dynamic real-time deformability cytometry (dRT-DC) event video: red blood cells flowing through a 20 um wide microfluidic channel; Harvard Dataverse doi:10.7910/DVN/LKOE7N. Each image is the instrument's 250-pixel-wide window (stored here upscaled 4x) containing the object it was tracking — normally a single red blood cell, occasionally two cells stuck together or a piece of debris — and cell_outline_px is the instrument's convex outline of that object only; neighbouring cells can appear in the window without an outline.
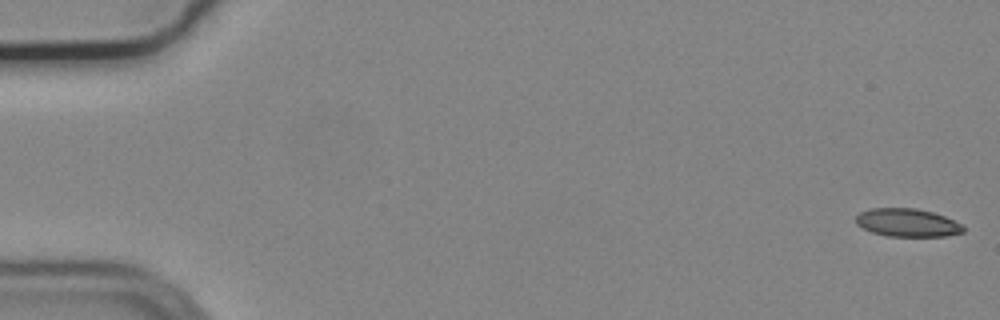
{"species": "common noctule bat (a hibernating species)", "species_latin": "Nyctalus noctula", "temperature_condition": "cold", "stored_images_in_passage": 17, "camera_frame_rate_fps": 3000, "um_per_image_px": 0.085, "animal": {"sex": "male", "body_mass_g": 19.2, "forearm_length_mm": 51.8}, "frame": {"image": 1, "passage_image": 1, "time_ms": 0.0, "image_size_px": [1000, 320], "cell_outline_px": [[964, 232], [944, 236], [888, 236], [872, 232], [856, 224], [856, 216], [860, 212], [872, 208], [916, 208], [932, 212], [944, 216], [960, 224], [964, 228]], "centroid_in_image_um": [77.1, 18.92], "position_along_channel_um": 7.9, "area_um2": 17.4}}